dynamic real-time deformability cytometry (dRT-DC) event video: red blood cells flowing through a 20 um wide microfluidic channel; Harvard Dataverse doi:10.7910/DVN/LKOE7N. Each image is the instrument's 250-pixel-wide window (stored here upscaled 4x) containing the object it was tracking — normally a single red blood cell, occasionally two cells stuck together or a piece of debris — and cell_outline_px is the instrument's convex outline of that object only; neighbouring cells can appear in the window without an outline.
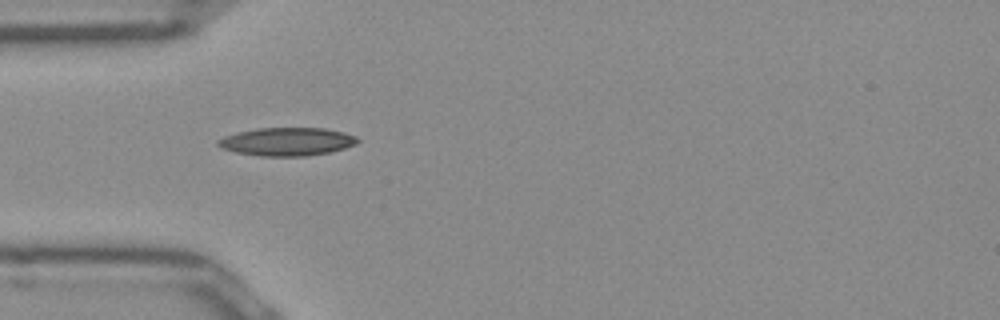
{"species": "Egyptian fruit bat (a non-hibernating species)", "species_latin": "Rousettus aegyptiacus", "temperature_condition": "room temperature", "stored_images_in_passage": 37, "camera_frame_rate_fps": 3000, "um_per_image_px": 0.085, "frame": {"image": 1, "passage_image": 1, "time_ms": 0.0, "image_size_px": [1000, 320], "cell_outline_px": [[360, 140], [356, 144], [344, 148], [328, 152], [304, 156], [260, 156], [236, 152], [220, 148], [216, 144], [216, 140], [224, 136], [236, 132], [260, 128], [324, 128], [344, 132], [356, 136]], "centroid_in_image_um": [24.36, 12.03], "position_along_channel_um": 60.6, "area_um2": 22.95}}
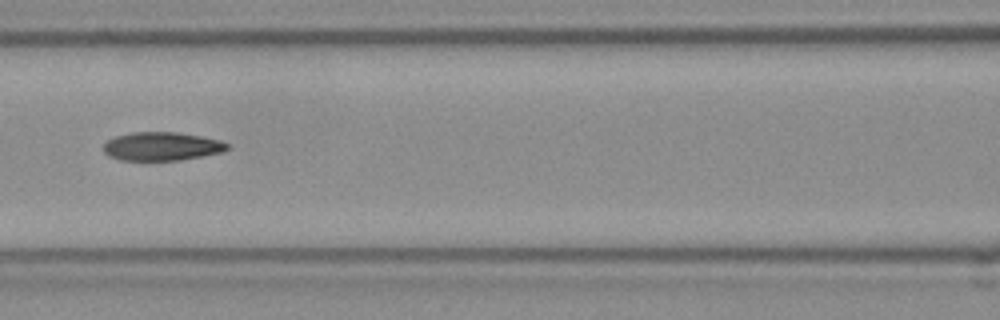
{"frame": {"image": 2, "passage_image": 8, "time_ms": 2.333, "image_size_px": [1000, 320], "cell_outline_px": [[228, 148], [220, 152], [204, 156], [180, 160], [120, 160], [108, 156], [104, 152], [104, 144], [108, 140], [116, 136], [132, 132], [176, 132], [200, 136], [220, 140], [228, 144]], "centroid_in_image_um": [13.73, 12.44], "position_along_channel_um": 152.9, "area_um2": 20.46}}
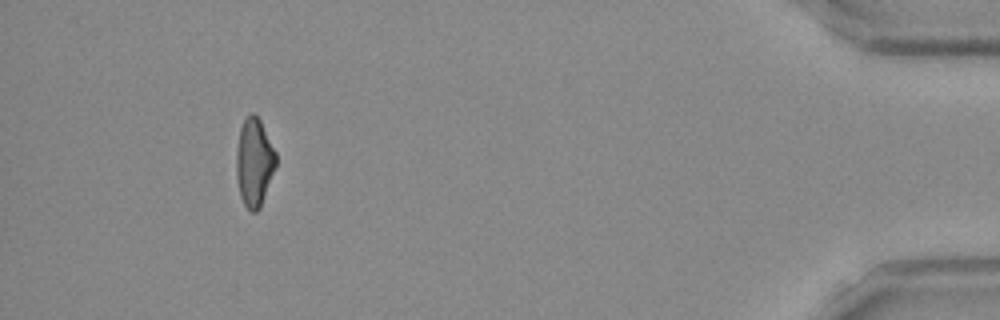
{"frame": {"image": 3, "passage_image": 33, "time_ms": 10.667, "image_size_px": [1000, 320], "cell_outline_px": [[276, 168], [260, 208], [256, 212], [252, 212], [244, 204], [240, 196], [236, 176], [236, 152], [240, 128], [244, 120], [252, 112], [260, 120], [276, 152]], "centroid_in_image_um": [21.61, 13.82], "position_along_channel_um": 413.6, "area_um2": 20.35}, "authors_computed_cell_mechanics": {"area_um2": 20.808, "velocity_mm_per_s": 3.9689, "shape_relaxation_time_tau1_ms": 8.6026, "shape_relaxation_time_tau2_ms": 4.4435, "deformation_change_tau1": 0.2188, "deformation_change_tau2": 0.1251}}